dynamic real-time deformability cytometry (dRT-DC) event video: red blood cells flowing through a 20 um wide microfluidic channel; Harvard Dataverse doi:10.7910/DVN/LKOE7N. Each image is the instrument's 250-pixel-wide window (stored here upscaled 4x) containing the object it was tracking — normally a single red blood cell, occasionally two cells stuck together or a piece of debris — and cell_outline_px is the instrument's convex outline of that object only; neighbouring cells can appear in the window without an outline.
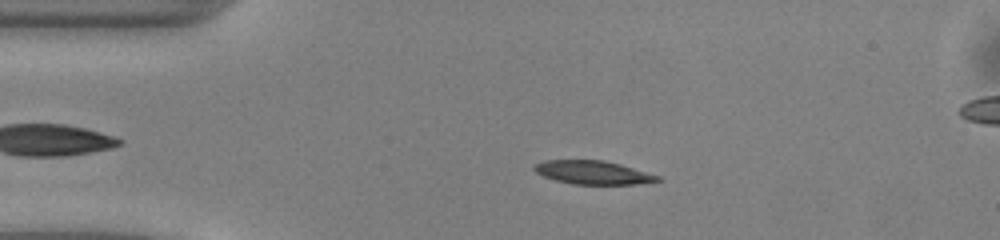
{"species": "common noctule bat (a hibernating species)", "species_latin": "Nyctalus noctula", "temperature_condition": "warm", "stored_images_in_passage": 49, "segment_of_instrument_passage": [1, 2], "camera_frame_rate_fps": 3000, "um_per_image_px": 0.085, "animal": {"sex": "male", "body_mass_g": 13.0, "forearm_length_mm": 53.1}, "frame": {"image": 1, "passage_image": 9, "time_ms": 2.667, "image_size_px": [1000, 240], "cell_outline_px": [[664, 180], [636, 184], [572, 184], [556, 180], [544, 176], [536, 172], [532, 168], [536, 164], [544, 160], [604, 160], [620, 164], [660, 176]], "centroid_in_image_um": [50.42, 14.66], "position_along_channel_um": 34.6, "area_um2": 16.82}}
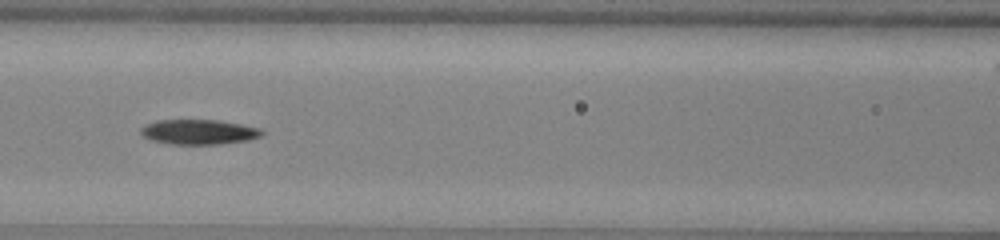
{"frame": {"image": 2, "passage_image": 20, "time_ms": 6.333, "image_size_px": [1000, 240], "cell_outline_px": [[264, 132], [260, 136], [248, 140], [220, 144], [168, 144], [152, 140], [144, 136], [140, 132], [140, 128], [156, 120], [216, 120], [240, 124], [260, 128]], "centroid_in_image_um": [16.89, 11.22], "position_along_channel_um": 149.7, "area_um2": 17.46}}
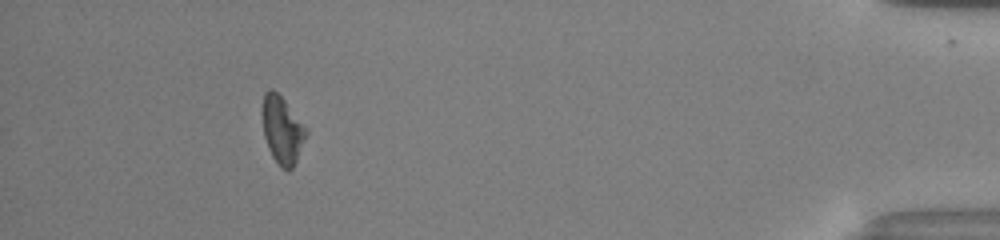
{"frame": {"image": 3, "passage_image": 44, "time_ms": 14.333, "image_size_px": [1000, 240], "cell_outline_px": [[308, 132], [296, 160], [292, 168], [288, 172], [280, 168], [272, 156], [268, 148], [264, 136], [260, 112], [264, 92], [268, 88], [272, 88], [284, 100]], "centroid_in_image_um": [23.93, 11.05], "position_along_channel_um": 411.3, "area_um2": 17.22}}